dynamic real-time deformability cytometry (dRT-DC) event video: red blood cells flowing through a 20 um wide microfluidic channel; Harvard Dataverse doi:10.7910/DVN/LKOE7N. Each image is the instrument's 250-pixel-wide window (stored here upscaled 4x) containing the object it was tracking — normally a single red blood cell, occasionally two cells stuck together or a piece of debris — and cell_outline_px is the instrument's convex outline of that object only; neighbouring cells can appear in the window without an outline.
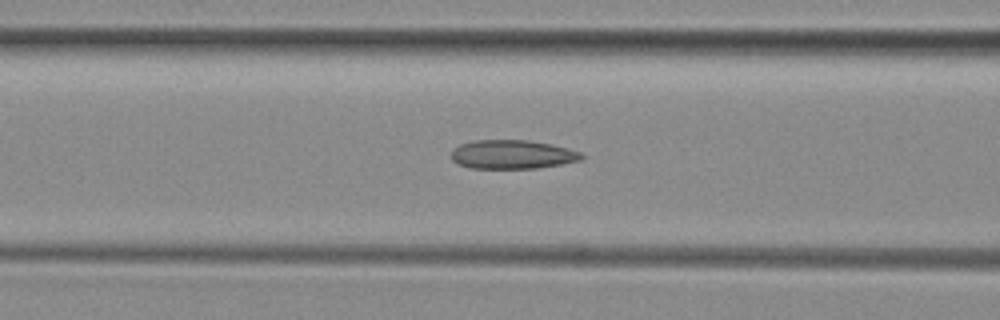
{"species": "common noctule bat (a hibernating species)", "species_latin": "Nyctalus noctula", "temperature_condition": "room temperature", "stored_images_in_passage": 40, "camera_frame_rate_fps": 3000, "um_per_image_px": 0.085, "animal": {"sex": "female", "body_mass_g": 29.2, "forearm_length_mm": 56.3}, "frame": {"image": 1, "passage_image": 19, "time_ms": 6.0, "image_size_px": [1000, 320], "cell_outline_px": [[584, 156], [580, 160], [560, 164], [536, 168], [468, 168], [456, 164], [452, 160], [452, 152], [460, 144], [472, 140], [528, 140], [552, 144], [568, 148], [580, 152]], "centroid_in_image_um": [43.52, 13.12], "position_along_channel_um": 123.1, "area_um2": 21.91}}
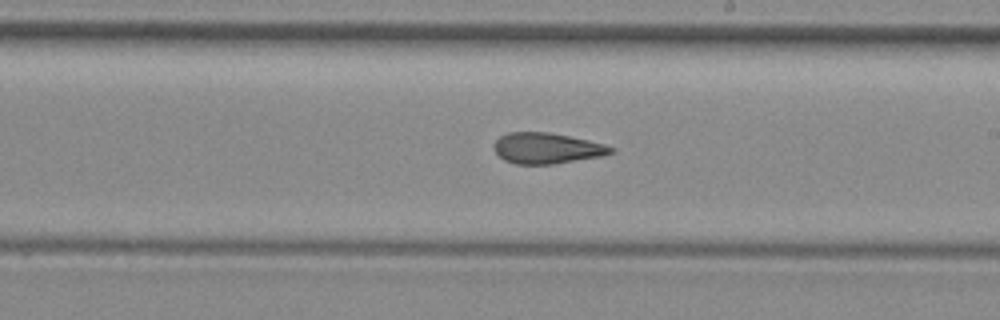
{"frame": {"image": 2, "passage_image": 28, "time_ms": 9.0, "image_size_px": [1000, 320], "cell_outline_px": [[616, 148], [612, 152], [604, 156], [556, 164], [516, 164], [504, 160], [496, 152], [496, 140], [500, 136], [508, 132], [548, 132], [588, 140], [604, 144]], "centroid_in_image_um": [46.52, 12.61], "position_along_channel_um": 242.5, "area_um2": 20.92}}
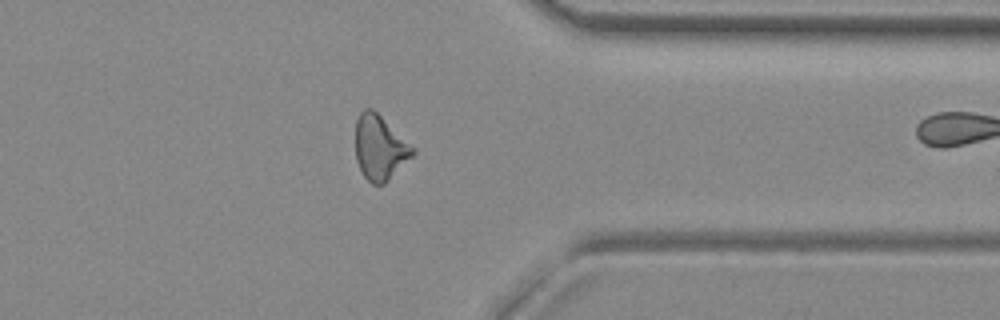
{"frame": {"image": 3, "passage_image": 39, "time_ms": 12.667, "image_size_px": [1000, 320], "cell_outline_px": [[416, 152], [384, 184], [372, 184], [364, 176], [356, 160], [356, 120], [360, 112], [364, 108], [372, 108], [416, 148]], "centroid_in_image_um": [32.29, 12.53], "position_along_channel_um": 379.1, "area_um2": 21.44}}